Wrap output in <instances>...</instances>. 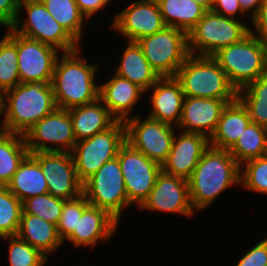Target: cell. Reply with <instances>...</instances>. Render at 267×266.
Listing matches in <instances>:
<instances>
[{
    "label": "cell",
    "instance_id": "obj_1",
    "mask_svg": "<svg viewBox=\"0 0 267 266\" xmlns=\"http://www.w3.org/2000/svg\"><path fill=\"white\" fill-rule=\"evenodd\" d=\"M56 108L51 83H19L0 95V114H5L0 129L24 135Z\"/></svg>",
    "mask_w": 267,
    "mask_h": 266
},
{
    "label": "cell",
    "instance_id": "obj_2",
    "mask_svg": "<svg viewBox=\"0 0 267 266\" xmlns=\"http://www.w3.org/2000/svg\"><path fill=\"white\" fill-rule=\"evenodd\" d=\"M240 171L241 166L229 150L210 146L188 180L194 211L209 206L227 187L240 183Z\"/></svg>",
    "mask_w": 267,
    "mask_h": 266
},
{
    "label": "cell",
    "instance_id": "obj_3",
    "mask_svg": "<svg viewBox=\"0 0 267 266\" xmlns=\"http://www.w3.org/2000/svg\"><path fill=\"white\" fill-rule=\"evenodd\" d=\"M77 57L78 49L56 60L51 85L57 108L68 110L99 98V86L93 80L97 66Z\"/></svg>",
    "mask_w": 267,
    "mask_h": 266
},
{
    "label": "cell",
    "instance_id": "obj_4",
    "mask_svg": "<svg viewBox=\"0 0 267 266\" xmlns=\"http://www.w3.org/2000/svg\"><path fill=\"white\" fill-rule=\"evenodd\" d=\"M188 97L236 100L238 92L212 56L190 54L175 76Z\"/></svg>",
    "mask_w": 267,
    "mask_h": 266
},
{
    "label": "cell",
    "instance_id": "obj_5",
    "mask_svg": "<svg viewBox=\"0 0 267 266\" xmlns=\"http://www.w3.org/2000/svg\"><path fill=\"white\" fill-rule=\"evenodd\" d=\"M237 92L267 72V47L251 32L212 56Z\"/></svg>",
    "mask_w": 267,
    "mask_h": 266
},
{
    "label": "cell",
    "instance_id": "obj_6",
    "mask_svg": "<svg viewBox=\"0 0 267 266\" xmlns=\"http://www.w3.org/2000/svg\"><path fill=\"white\" fill-rule=\"evenodd\" d=\"M250 31L249 27L237 18L225 17L207 10L188 33L189 53L198 56H213L221 48L241 41Z\"/></svg>",
    "mask_w": 267,
    "mask_h": 266
},
{
    "label": "cell",
    "instance_id": "obj_7",
    "mask_svg": "<svg viewBox=\"0 0 267 266\" xmlns=\"http://www.w3.org/2000/svg\"><path fill=\"white\" fill-rule=\"evenodd\" d=\"M126 142V129L123 121L94 136L76 142L71 154L78 179L83 183L108 161L118 156Z\"/></svg>",
    "mask_w": 267,
    "mask_h": 266
},
{
    "label": "cell",
    "instance_id": "obj_8",
    "mask_svg": "<svg viewBox=\"0 0 267 266\" xmlns=\"http://www.w3.org/2000/svg\"><path fill=\"white\" fill-rule=\"evenodd\" d=\"M136 42L160 77L176 76L190 55L188 34L174 27L166 26L163 30L142 37Z\"/></svg>",
    "mask_w": 267,
    "mask_h": 266
},
{
    "label": "cell",
    "instance_id": "obj_9",
    "mask_svg": "<svg viewBox=\"0 0 267 266\" xmlns=\"http://www.w3.org/2000/svg\"><path fill=\"white\" fill-rule=\"evenodd\" d=\"M82 194L90 205L106 210L119 222L121 209L130 203L117 157L103 164L83 182Z\"/></svg>",
    "mask_w": 267,
    "mask_h": 266
},
{
    "label": "cell",
    "instance_id": "obj_10",
    "mask_svg": "<svg viewBox=\"0 0 267 266\" xmlns=\"http://www.w3.org/2000/svg\"><path fill=\"white\" fill-rule=\"evenodd\" d=\"M23 7L26 9L28 19L20 25L19 16L16 18L11 27L15 33L65 53L77 50L78 42L54 19L41 0H20L19 12Z\"/></svg>",
    "mask_w": 267,
    "mask_h": 266
},
{
    "label": "cell",
    "instance_id": "obj_11",
    "mask_svg": "<svg viewBox=\"0 0 267 266\" xmlns=\"http://www.w3.org/2000/svg\"><path fill=\"white\" fill-rule=\"evenodd\" d=\"M122 170L126 193L130 204L140 207L155 185L161 165L147 158L142 152L125 142L117 156Z\"/></svg>",
    "mask_w": 267,
    "mask_h": 266
},
{
    "label": "cell",
    "instance_id": "obj_12",
    "mask_svg": "<svg viewBox=\"0 0 267 266\" xmlns=\"http://www.w3.org/2000/svg\"><path fill=\"white\" fill-rule=\"evenodd\" d=\"M130 117L124 122L126 142L147 158L162 165L167 159L174 140L173 125L149 117Z\"/></svg>",
    "mask_w": 267,
    "mask_h": 266
},
{
    "label": "cell",
    "instance_id": "obj_13",
    "mask_svg": "<svg viewBox=\"0 0 267 266\" xmlns=\"http://www.w3.org/2000/svg\"><path fill=\"white\" fill-rule=\"evenodd\" d=\"M29 153L69 152L76 144L70 113L66 109L56 108L31 127L25 134ZM61 145V148L49 147L48 143ZM68 149V150H66Z\"/></svg>",
    "mask_w": 267,
    "mask_h": 266
},
{
    "label": "cell",
    "instance_id": "obj_14",
    "mask_svg": "<svg viewBox=\"0 0 267 266\" xmlns=\"http://www.w3.org/2000/svg\"><path fill=\"white\" fill-rule=\"evenodd\" d=\"M39 163L45 175L48 193L63 200L82 194V182L78 179L73 156L69 152L30 153Z\"/></svg>",
    "mask_w": 267,
    "mask_h": 266
},
{
    "label": "cell",
    "instance_id": "obj_15",
    "mask_svg": "<svg viewBox=\"0 0 267 266\" xmlns=\"http://www.w3.org/2000/svg\"><path fill=\"white\" fill-rule=\"evenodd\" d=\"M58 50L17 33L20 83H51Z\"/></svg>",
    "mask_w": 267,
    "mask_h": 266
},
{
    "label": "cell",
    "instance_id": "obj_16",
    "mask_svg": "<svg viewBox=\"0 0 267 266\" xmlns=\"http://www.w3.org/2000/svg\"><path fill=\"white\" fill-rule=\"evenodd\" d=\"M145 208L151 211L193 215L188 180L161 171L149 196L139 207Z\"/></svg>",
    "mask_w": 267,
    "mask_h": 266
},
{
    "label": "cell",
    "instance_id": "obj_17",
    "mask_svg": "<svg viewBox=\"0 0 267 266\" xmlns=\"http://www.w3.org/2000/svg\"><path fill=\"white\" fill-rule=\"evenodd\" d=\"M114 19L111 27L134 42L166 27L157 0L135 1Z\"/></svg>",
    "mask_w": 267,
    "mask_h": 266
},
{
    "label": "cell",
    "instance_id": "obj_18",
    "mask_svg": "<svg viewBox=\"0 0 267 266\" xmlns=\"http://www.w3.org/2000/svg\"><path fill=\"white\" fill-rule=\"evenodd\" d=\"M176 136L161 168L167 174L189 180L203 153L210 147L209 137L192 132Z\"/></svg>",
    "mask_w": 267,
    "mask_h": 266
},
{
    "label": "cell",
    "instance_id": "obj_19",
    "mask_svg": "<svg viewBox=\"0 0 267 266\" xmlns=\"http://www.w3.org/2000/svg\"><path fill=\"white\" fill-rule=\"evenodd\" d=\"M233 101L185 96L178 126L185 128L184 132L200 133L210 138L224 108Z\"/></svg>",
    "mask_w": 267,
    "mask_h": 266
},
{
    "label": "cell",
    "instance_id": "obj_20",
    "mask_svg": "<svg viewBox=\"0 0 267 266\" xmlns=\"http://www.w3.org/2000/svg\"><path fill=\"white\" fill-rule=\"evenodd\" d=\"M151 88L154 89L151 96L153 111L148 117L170 125H178L185 98L179 80L175 76L160 77Z\"/></svg>",
    "mask_w": 267,
    "mask_h": 266
},
{
    "label": "cell",
    "instance_id": "obj_21",
    "mask_svg": "<svg viewBox=\"0 0 267 266\" xmlns=\"http://www.w3.org/2000/svg\"><path fill=\"white\" fill-rule=\"evenodd\" d=\"M119 222L106 210L89 205L82 213L74 231L66 238L75 246L96 245L108 239Z\"/></svg>",
    "mask_w": 267,
    "mask_h": 266
},
{
    "label": "cell",
    "instance_id": "obj_22",
    "mask_svg": "<svg viewBox=\"0 0 267 266\" xmlns=\"http://www.w3.org/2000/svg\"><path fill=\"white\" fill-rule=\"evenodd\" d=\"M112 77L107 83L99 86V99L117 121L125 122L144 91L117 74Z\"/></svg>",
    "mask_w": 267,
    "mask_h": 266
},
{
    "label": "cell",
    "instance_id": "obj_23",
    "mask_svg": "<svg viewBox=\"0 0 267 266\" xmlns=\"http://www.w3.org/2000/svg\"><path fill=\"white\" fill-rule=\"evenodd\" d=\"M246 107L237 98L228 103L219 118L214 133L209 138L211 147L222 150H230L251 123Z\"/></svg>",
    "mask_w": 267,
    "mask_h": 266
},
{
    "label": "cell",
    "instance_id": "obj_24",
    "mask_svg": "<svg viewBox=\"0 0 267 266\" xmlns=\"http://www.w3.org/2000/svg\"><path fill=\"white\" fill-rule=\"evenodd\" d=\"M68 111L76 142L106 131L117 122L99 98L92 103L77 106Z\"/></svg>",
    "mask_w": 267,
    "mask_h": 266
},
{
    "label": "cell",
    "instance_id": "obj_25",
    "mask_svg": "<svg viewBox=\"0 0 267 266\" xmlns=\"http://www.w3.org/2000/svg\"><path fill=\"white\" fill-rule=\"evenodd\" d=\"M16 235L38 249L46 257L47 253L54 252L63 244L56 225L26 213H22Z\"/></svg>",
    "mask_w": 267,
    "mask_h": 266
},
{
    "label": "cell",
    "instance_id": "obj_26",
    "mask_svg": "<svg viewBox=\"0 0 267 266\" xmlns=\"http://www.w3.org/2000/svg\"><path fill=\"white\" fill-rule=\"evenodd\" d=\"M115 74L136 84L143 91L150 89L160 78L134 41H129Z\"/></svg>",
    "mask_w": 267,
    "mask_h": 266
},
{
    "label": "cell",
    "instance_id": "obj_27",
    "mask_svg": "<svg viewBox=\"0 0 267 266\" xmlns=\"http://www.w3.org/2000/svg\"><path fill=\"white\" fill-rule=\"evenodd\" d=\"M7 188L21 202L25 199L48 193L45 175L42 173L38 161L30 153L13 174Z\"/></svg>",
    "mask_w": 267,
    "mask_h": 266
},
{
    "label": "cell",
    "instance_id": "obj_28",
    "mask_svg": "<svg viewBox=\"0 0 267 266\" xmlns=\"http://www.w3.org/2000/svg\"><path fill=\"white\" fill-rule=\"evenodd\" d=\"M164 23L187 34L207 11L192 0H157Z\"/></svg>",
    "mask_w": 267,
    "mask_h": 266
},
{
    "label": "cell",
    "instance_id": "obj_29",
    "mask_svg": "<svg viewBox=\"0 0 267 266\" xmlns=\"http://www.w3.org/2000/svg\"><path fill=\"white\" fill-rule=\"evenodd\" d=\"M29 154L24 135L0 130V186H7Z\"/></svg>",
    "mask_w": 267,
    "mask_h": 266
},
{
    "label": "cell",
    "instance_id": "obj_30",
    "mask_svg": "<svg viewBox=\"0 0 267 266\" xmlns=\"http://www.w3.org/2000/svg\"><path fill=\"white\" fill-rule=\"evenodd\" d=\"M229 153L240 166L248 160L265 156L267 153V128L251 122Z\"/></svg>",
    "mask_w": 267,
    "mask_h": 266
},
{
    "label": "cell",
    "instance_id": "obj_31",
    "mask_svg": "<svg viewBox=\"0 0 267 266\" xmlns=\"http://www.w3.org/2000/svg\"><path fill=\"white\" fill-rule=\"evenodd\" d=\"M237 98L246 107L251 121L267 128V72L239 90Z\"/></svg>",
    "mask_w": 267,
    "mask_h": 266
},
{
    "label": "cell",
    "instance_id": "obj_32",
    "mask_svg": "<svg viewBox=\"0 0 267 266\" xmlns=\"http://www.w3.org/2000/svg\"><path fill=\"white\" fill-rule=\"evenodd\" d=\"M17 33L11 28L0 41V95L20 83Z\"/></svg>",
    "mask_w": 267,
    "mask_h": 266
},
{
    "label": "cell",
    "instance_id": "obj_33",
    "mask_svg": "<svg viewBox=\"0 0 267 266\" xmlns=\"http://www.w3.org/2000/svg\"><path fill=\"white\" fill-rule=\"evenodd\" d=\"M48 12L65 30L79 42L83 19L76 0H41Z\"/></svg>",
    "mask_w": 267,
    "mask_h": 266
},
{
    "label": "cell",
    "instance_id": "obj_34",
    "mask_svg": "<svg viewBox=\"0 0 267 266\" xmlns=\"http://www.w3.org/2000/svg\"><path fill=\"white\" fill-rule=\"evenodd\" d=\"M22 212V202L7 186H0V238L17 234Z\"/></svg>",
    "mask_w": 267,
    "mask_h": 266
},
{
    "label": "cell",
    "instance_id": "obj_35",
    "mask_svg": "<svg viewBox=\"0 0 267 266\" xmlns=\"http://www.w3.org/2000/svg\"><path fill=\"white\" fill-rule=\"evenodd\" d=\"M63 199L53 197L50 193L34 196L22 201V213L31 214L57 226L62 209Z\"/></svg>",
    "mask_w": 267,
    "mask_h": 266
},
{
    "label": "cell",
    "instance_id": "obj_36",
    "mask_svg": "<svg viewBox=\"0 0 267 266\" xmlns=\"http://www.w3.org/2000/svg\"><path fill=\"white\" fill-rule=\"evenodd\" d=\"M9 243L10 266H43L47 257L17 235L3 237Z\"/></svg>",
    "mask_w": 267,
    "mask_h": 266
},
{
    "label": "cell",
    "instance_id": "obj_37",
    "mask_svg": "<svg viewBox=\"0 0 267 266\" xmlns=\"http://www.w3.org/2000/svg\"><path fill=\"white\" fill-rule=\"evenodd\" d=\"M89 205L83 194L74 199L64 201L62 213L57 224V232L63 242L74 231L83 211Z\"/></svg>",
    "mask_w": 267,
    "mask_h": 266
},
{
    "label": "cell",
    "instance_id": "obj_38",
    "mask_svg": "<svg viewBox=\"0 0 267 266\" xmlns=\"http://www.w3.org/2000/svg\"><path fill=\"white\" fill-rule=\"evenodd\" d=\"M246 169L240 183L250 191L267 194V155L244 162Z\"/></svg>",
    "mask_w": 267,
    "mask_h": 266
},
{
    "label": "cell",
    "instance_id": "obj_39",
    "mask_svg": "<svg viewBox=\"0 0 267 266\" xmlns=\"http://www.w3.org/2000/svg\"><path fill=\"white\" fill-rule=\"evenodd\" d=\"M236 266H267V238L248 251Z\"/></svg>",
    "mask_w": 267,
    "mask_h": 266
},
{
    "label": "cell",
    "instance_id": "obj_40",
    "mask_svg": "<svg viewBox=\"0 0 267 266\" xmlns=\"http://www.w3.org/2000/svg\"><path fill=\"white\" fill-rule=\"evenodd\" d=\"M20 0H0V25L10 29L19 16Z\"/></svg>",
    "mask_w": 267,
    "mask_h": 266
},
{
    "label": "cell",
    "instance_id": "obj_41",
    "mask_svg": "<svg viewBox=\"0 0 267 266\" xmlns=\"http://www.w3.org/2000/svg\"><path fill=\"white\" fill-rule=\"evenodd\" d=\"M255 25V31H250L254 36L267 47V0H263L258 13L252 19ZM258 34V35H257Z\"/></svg>",
    "mask_w": 267,
    "mask_h": 266
},
{
    "label": "cell",
    "instance_id": "obj_42",
    "mask_svg": "<svg viewBox=\"0 0 267 266\" xmlns=\"http://www.w3.org/2000/svg\"><path fill=\"white\" fill-rule=\"evenodd\" d=\"M210 10L229 18H234L238 11L243 13L238 0H213Z\"/></svg>",
    "mask_w": 267,
    "mask_h": 266
},
{
    "label": "cell",
    "instance_id": "obj_43",
    "mask_svg": "<svg viewBox=\"0 0 267 266\" xmlns=\"http://www.w3.org/2000/svg\"><path fill=\"white\" fill-rule=\"evenodd\" d=\"M111 0H76L81 13L89 19L95 12L107 5Z\"/></svg>",
    "mask_w": 267,
    "mask_h": 266
},
{
    "label": "cell",
    "instance_id": "obj_44",
    "mask_svg": "<svg viewBox=\"0 0 267 266\" xmlns=\"http://www.w3.org/2000/svg\"><path fill=\"white\" fill-rule=\"evenodd\" d=\"M243 13L252 10V19L256 16L263 0H238ZM253 8V9H252Z\"/></svg>",
    "mask_w": 267,
    "mask_h": 266
},
{
    "label": "cell",
    "instance_id": "obj_45",
    "mask_svg": "<svg viewBox=\"0 0 267 266\" xmlns=\"http://www.w3.org/2000/svg\"><path fill=\"white\" fill-rule=\"evenodd\" d=\"M200 5H202L206 10H210L213 4V0H192Z\"/></svg>",
    "mask_w": 267,
    "mask_h": 266
}]
</instances>
